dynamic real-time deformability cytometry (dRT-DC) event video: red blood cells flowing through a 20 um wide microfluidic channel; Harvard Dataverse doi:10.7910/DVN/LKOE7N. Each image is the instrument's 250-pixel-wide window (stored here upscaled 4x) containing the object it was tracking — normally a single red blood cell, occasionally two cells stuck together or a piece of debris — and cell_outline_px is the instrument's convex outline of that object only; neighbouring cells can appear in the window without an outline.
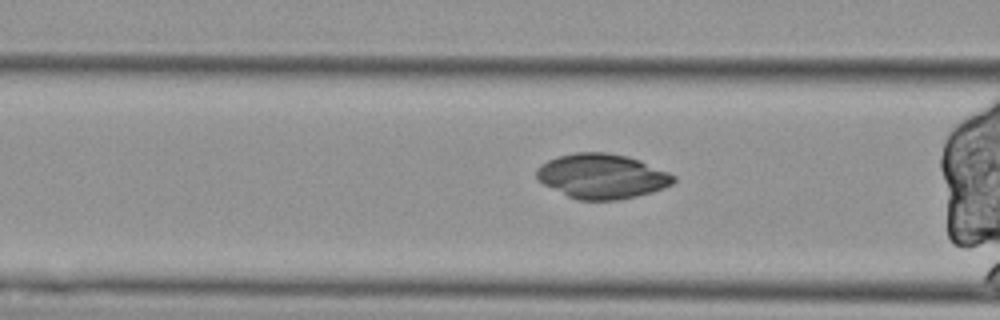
{"species": "Egyptian fruit bat (a non-hibernating species)", "species_latin": "Rousettus aegyptiacus", "temperature_condition": "cold", "stored_images_in_passage": 36, "camera_frame_rate_fps": 3000, "um_per_image_px": 0.085, "animal": {"sex": "female"}, "frame": {"image": 1, "passage_image": 7, "time_ms": 2.0, "image_size_px": [1000, 320], "cell_outline_px": [[676, 180], [672, 184], [664, 188], [652, 192], [636, 196], [616, 200], [576, 200], [544, 184], [536, 176], [536, 168], [540, 164], [548, 160], [560, 156], [576, 152], [608, 152], [628, 156], [640, 160], [668, 172], [676, 176]], "centroid_in_image_um": [51.18, 14.97], "position_along_channel_um": 115.4, "area_um2": 35.72}}
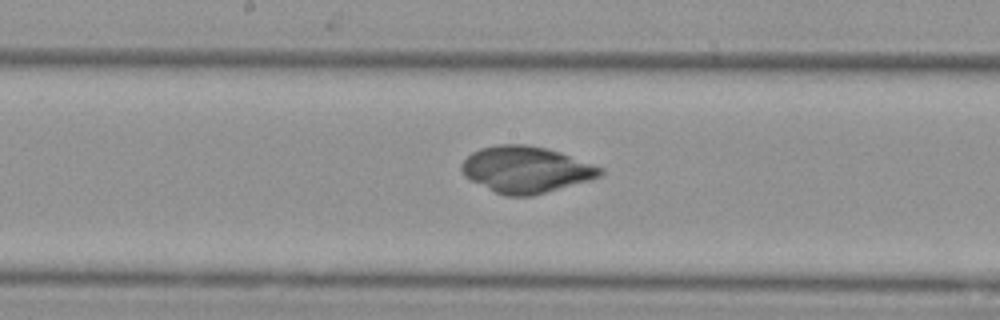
{"frame": {"image": 2, "passage_image": 15, "time_ms": 4.667, "image_size_px": [1000, 320], "cell_outline_px": [[604, 172], [600, 176], [588, 180], [532, 196], [504, 196], [464, 176], [460, 168], [460, 164], [472, 152], [480, 148], [496, 144], [524, 144], [548, 148], [560, 152], [604, 168]], "centroid_in_image_um": [44.69, 14.4], "position_along_channel_um": 203.5, "area_um2": 37.34}}
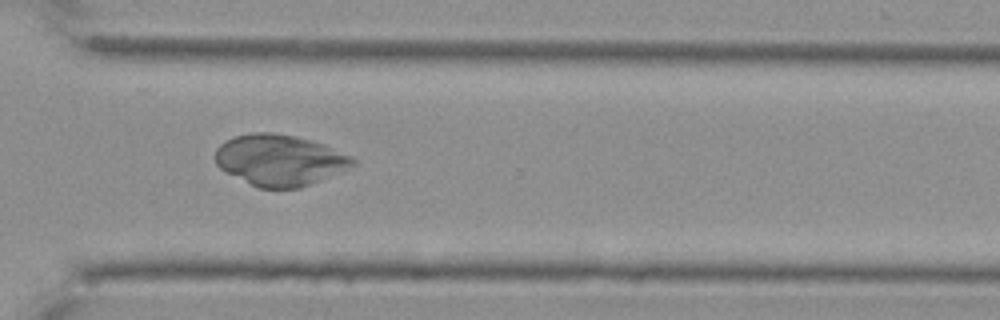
{"frame": {"image": 3, "passage_image": 28, "time_ms": 9.0, "image_size_px": [1000, 320], "cell_outline_px": [[356, 164], [300, 188], [256, 188], [220, 168], [216, 164], [216, 148], [224, 140], [236, 136], [252, 132], [272, 132], [296, 136], [324, 144], [356, 160]], "centroid_in_image_um": [23.72, 13.6], "position_along_channel_um": 346.9, "area_um2": 40.52}}